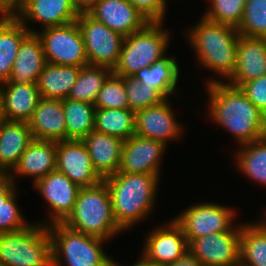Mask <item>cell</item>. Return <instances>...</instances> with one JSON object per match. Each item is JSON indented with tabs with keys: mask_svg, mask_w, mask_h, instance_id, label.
Instances as JSON below:
<instances>
[{
	"mask_svg": "<svg viewBox=\"0 0 266 266\" xmlns=\"http://www.w3.org/2000/svg\"><path fill=\"white\" fill-rule=\"evenodd\" d=\"M167 99L135 112V134L165 144L181 135L182 127L176 121Z\"/></svg>",
	"mask_w": 266,
	"mask_h": 266,
	"instance_id": "17",
	"label": "cell"
},
{
	"mask_svg": "<svg viewBox=\"0 0 266 266\" xmlns=\"http://www.w3.org/2000/svg\"><path fill=\"white\" fill-rule=\"evenodd\" d=\"M240 229L241 226H238L227 232L209 234L193 239L188 244V251L203 266H238Z\"/></svg>",
	"mask_w": 266,
	"mask_h": 266,
	"instance_id": "11",
	"label": "cell"
},
{
	"mask_svg": "<svg viewBox=\"0 0 266 266\" xmlns=\"http://www.w3.org/2000/svg\"><path fill=\"white\" fill-rule=\"evenodd\" d=\"M231 208L214 203H201L189 207L174 220L181 226L188 244L209 234L227 232L233 227L235 214Z\"/></svg>",
	"mask_w": 266,
	"mask_h": 266,
	"instance_id": "10",
	"label": "cell"
},
{
	"mask_svg": "<svg viewBox=\"0 0 266 266\" xmlns=\"http://www.w3.org/2000/svg\"><path fill=\"white\" fill-rule=\"evenodd\" d=\"M242 146L236 156L239 169L254 181L266 185V136Z\"/></svg>",
	"mask_w": 266,
	"mask_h": 266,
	"instance_id": "33",
	"label": "cell"
},
{
	"mask_svg": "<svg viewBox=\"0 0 266 266\" xmlns=\"http://www.w3.org/2000/svg\"><path fill=\"white\" fill-rule=\"evenodd\" d=\"M80 67L46 63L37 81L42 98L63 100L68 98L77 81Z\"/></svg>",
	"mask_w": 266,
	"mask_h": 266,
	"instance_id": "27",
	"label": "cell"
},
{
	"mask_svg": "<svg viewBox=\"0 0 266 266\" xmlns=\"http://www.w3.org/2000/svg\"><path fill=\"white\" fill-rule=\"evenodd\" d=\"M88 14L124 37L149 23L128 0H98Z\"/></svg>",
	"mask_w": 266,
	"mask_h": 266,
	"instance_id": "15",
	"label": "cell"
},
{
	"mask_svg": "<svg viewBox=\"0 0 266 266\" xmlns=\"http://www.w3.org/2000/svg\"><path fill=\"white\" fill-rule=\"evenodd\" d=\"M2 84L6 120L28 122L42 98L37 83Z\"/></svg>",
	"mask_w": 266,
	"mask_h": 266,
	"instance_id": "23",
	"label": "cell"
},
{
	"mask_svg": "<svg viewBox=\"0 0 266 266\" xmlns=\"http://www.w3.org/2000/svg\"><path fill=\"white\" fill-rule=\"evenodd\" d=\"M94 130L128 140L135 135V111L129 108L96 109Z\"/></svg>",
	"mask_w": 266,
	"mask_h": 266,
	"instance_id": "31",
	"label": "cell"
},
{
	"mask_svg": "<svg viewBox=\"0 0 266 266\" xmlns=\"http://www.w3.org/2000/svg\"><path fill=\"white\" fill-rule=\"evenodd\" d=\"M47 228L51 235L52 266H61V258L67 266H112V258L102 250L105 239L73 230L62 222L48 223Z\"/></svg>",
	"mask_w": 266,
	"mask_h": 266,
	"instance_id": "5",
	"label": "cell"
},
{
	"mask_svg": "<svg viewBox=\"0 0 266 266\" xmlns=\"http://www.w3.org/2000/svg\"><path fill=\"white\" fill-rule=\"evenodd\" d=\"M25 0H0L1 16H15L22 8Z\"/></svg>",
	"mask_w": 266,
	"mask_h": 266,
	"instance_id": "41",
	"label": "cell"
},
{
	"mask_svg": "<svg viewBox=\"0 0 266 266\" xmlns=\"http://www.w3.org/2000/svg\"><path fill=\"white\" fill-rule=\"evenodd\" d=\"M112 266H119V264L117 265V263H115L114 261L112 262ZM132 266H160L157 265L156 263L149 261L148 259H146L144 256L141 257V259L138 261V263H135Z\"/></svg>",
	"mask_w": 266,
	"mask_h": 266,
	"instance_id": "45",
	"label": "cell"
},
{
	"mask_svg": "<svg viewBox=\"0 0 266 266\" xmlns=\"http://www.w3.org/2000/svg\"><path fill=\"white\" fill-rule=\"evenodd\" d=\"M55 169L56 142L34 139L20 156L13 172L20 176H33L35 183Z\"/></svg>",
	"mask_w": 266,
	"mask_h": 266,
	"instance_id": "26",
	"label": "cell"
},
{
	"mask_svg": "<svg viewBox=\"0 0 266 266\" xmlns=\"http://www.w3.org/2000/svg\"><path fill=\"white\" fill-rule=\"evenodd\" d=\"M160 27L162 22H149L143 29L126 36L112 72L122 77L133 76L165 56L169 35Z\"/></svg>",
	"mask_w": 266,
	"mask_h": 266,
	"instance_id": "7",
	"label": "cell"
},
{
	"mask_svg": "<svg viewBox=\"0 0 266 266\" xmlns=\"http://www.w3.org/2000/svg\"><path fill=\"white\" fill-rule=\"evenodd\" d=\"M243 224L240 229L239 265L266 266V223Z\"/></svg>",
	"mask_w": 266,
	"mask_h": 266,
	"instance_id": "29",
	"label": "cell"
},
{
	"mask_svg": "<svg viewBox=\"0 0 266 266\" xmlns=\"http://www.w3.org/2000/svg\"><path fill=\"white\" fill-rule=\"evenodd\" d=\"M66 140H82L94 130V104L73 99H63Z\"/></svg>",
	"mask_w": 266,
	"mask_h": 266,
	"instance_id": "30",
	"label": "cell"
},
{
	"mask_svg": "<svg viewBox=\"0 0 266 266\" xmlns=\"http://www.w3.org/2000/svg\"><path fill=\"white\" fill-rule=\"evenodd\" d=\"M56 169L80 187L94 186L103 180L96 173L89 152L81 140L56 142Z\"/></svg>",
	"mask_w": 266,
	"mask_h": 266,
	"instance_id": "12",
	"label": "cell"
},
{
	"mask_svg": "<svg viewBox=\"0 0 266 266\" xmlns=\"http://www.w3.org/2000/svg\"><path fill=\"white\" fill-rule=\"evenodd\" d=\"M36 33L23 25L15 16L0 18V84L7 82L21 42L30 34Z\"/></svg>",
	"mask_w": 266,
	"mask_h": 266,
	"instance_id": "25",
	"label": "cell"
},
{
	"mask_svg": "<svg viewBox=\"0 0 266 266\" xmlns=\"http://www.w3.org/2000/svg\"><path fill=\"white\" fill-rule=\"evenodd\" d=\"M78 14L88 13L98 0H71Z\"/></svg>",
	"mask_w": 266,
	"mask_h": 266,
	"instance_id": "44",
	"label": "cell"
},
{
	"mask_svg": "<svg viewBox=\"0 0 266 266\" xmlns=\"http://www.w3.org/2000/svg\"><path fill=\"white\" fill-rule=\"evenodd\" d=\"M78 15L71 0H25L15 17L25 26L27 20H33L45 29L72 23Z\"/></svg>",
	"mask_w": 266,
	"mask_h": 266,
	"instance_id": "19",
	"label": "cell"
},
{
	"mask_svg": "<svg viewBox=\"0 0 266 266\" xmlns=\"http://www.w3.org/2000/svg\"><path fill=\"white\" fill-rule=\"evenodd\" d=\"M33 140L27 122L3 121L0 124V170H14L20 156Z\"/></svg>",
	"mask_w": 266,
	"mask_h": 266,
	"instance_id": "24",
	"label": "cell"
},
{
	"mask_svg": "<svg viewBox=\"0 0 266 266\" xmlns=\"http://www.w3.org/2000/svg\"><path fill=\"white\" fill-rule=\"evenodd\" d=\"M47 63L82 67L88 65L85 45L76 21L45 28L37 33Z\"/></svg>",
	"mask_w": 266,
	"mask_h": 266,
	"instance_id": "9",
	"label": "cell"
},
{
	"mask_svg": "<svg viewBox=\"0 0 266 266\" xmlns=\"http://www.w3.org/2000/svg\"><path fill=\"white\" fill-rule=\"evenodd\" d=\"M138 11H140L149 22H162L164 20L165 0H128Z\"/></svg>",
	"mask_w": 266,
	"mask_h": 266,
	"instance_id": "40",
	"label": "cell"
},
{
	"mask_svg": "<svg viewBox=\"0 0 266 266\" xmlns=\"http://www.w3.org/2000/svg\"><path fill=\"white\" fill-rule=\"evenodd\" d=\"M240 89L247 98L266 115V75L245 82Z\"/></svg>",
	"mask_w": 266,
	"mask_h": 266,
	"instance_id": "39",
	"label": "cell"
},
{
	"mask_svg": "<svg viewBox=\"0 0 266 266\" xmlns=\"http://www.w3.org/2000/svg\"><path fill=\"white\" fill-rule=\"evenodd\" d=\"M168 266H203V264L189 251H187L182 257L177 259L174 263L169 264Z\"/></svg>",
	"mask_w": 266,
	"mask_h": 266,
	"instance_id": "43",
	"label": "cell"
},
{
	"mask_svg": "<svg viewBox=\"0 0 266 266\" xmlns=\"http://www.w3.org/2000/svg\"><path fill=\"white\" fill-rule=\"evenodd\" d=\"M34 185L53 209L49 215L50 224L63 222L69 216L81 189L57 169L38 179Z\"/></svg>",
	"mask_w": 266,
	"mask_h": 266,
	"instance_id": "14",
	"label": "cell"
},
{
	"mask_svg": "<svg viewBox=\"0 0 266 266\" xmlns=\"http://www.w3.org/2000/svg\"><path fill=\"white\" fill-rule=\"evenodd\" d=\"M46 63L40 38L36 33H30L21 42L7 82L37 83Z\"/></svg>",
	"mask_w": 266,
	"mask_h": 266,
	"instance_id": "22",
	"label": "cell"
},
{
	"mask_svg": "<svg viewBox=\"0 0 266 266\" xmlns=\"http://www.w3.org/2000/svg\"><path fill=\"white\" fill-rule=\"evenodd\" d=\"M96 109L129 108L122 76L113 72L107 77L94 104Z\"/></svg>",
	"mask_w": 266,
	"mask_h": 266,
	"instance_id": "36",
	"label": "cell"
},
{
	"mask_svg": "<svg viewBox=\"0 0 266 266\" xmlns=\"http://www.w3.org/2000/svg\"><path fill=\"white\" fill-rule=\"evenodd\" d=\"M239 35L266 38V0H246Z\"/></svg>",
	"mask_w": 266,
	"mask_h": 266,
	"instance_id": "34",
	"label": "cell"
},
{
	"mask_svg": "<svg viewBox=\"0 0 266 266\" xmlns=\"http://www.w3.org/2000/svg\"><path fill=\"white\" fill-rule=\"evenodd\" d=\"M166 144L133 135L124 141L118 172L159 175L160 157Z\"/></svg>",
	"mask_w": 266,
	"mask_h": 266,
	"instance_id": "13",
	"label": "cell"
},
{
	"mask_svg": "<svg viewBox=\"0 0 266 266\" xmlns=\"http://www.w3.org/2000/svg\"><path fill=\"white\" fill-rule=\"evenodd\" d=\"M14 179V176L11 173L9 174V171L0 170V194H13L16 192Z\"/></svg>",
	"mask_w": 266,
	"mask_h": 266,
	"instance_id": "42",
	"label": "cell"
},
{
	"mask_svg": "<svg viewBox=\"0 0 266 266\" xmlns=\"http://www.w3.org/2000/svg\"><path fill=\"white\" fill-rule=\"evenodd\" d=\"M0 84V124L6 120L5 111H4V96L3 90Z\"/></svg>",
	"mask_w": 266,
	"mask_h": 266,
	"instance_id": "46",
	"label": "cell"
},
{
	"mask_svg": "<svg viewBox=\"0 0 266 266\" xmlns=\"http://www.w3.org/2000/svg\"><path fill=\"white\" fill-rule=\"evenodd\" d=\"M2 266H52L51 235L43 223L0 234Z\"/></svg>",
	"mask_w": 266,
	"mask_h": 266,
	"instance_id": "6",
	"label": "cell"
},
{
	"mask_svg": "<svg viewBox=\"0 0 266 266\" xmlns=\"http://www.w3.org/2000/svg\"><path fill=\"white\" fill-rule=\"evenodd\" d=\"M27 123L34 139L54 142L66 140L62 100L41 98Z\"/></svg>",
	"mask_w": 266,
	"mask_h": 266,
	"instance_id": "20",
	"label": "cell"
},
{
	"mask_svg": "<svg viewBox=\"0 0 266 266\" xmlns=\"http://www.w3.org/2000/svg\"><path fill=\"white\" fill-rule=\"evenodd\" d=\"M129 102V109L138 111L149 106H154L166 98L154 87L142 85L133 76L122 77Z\"/></svg>",
	"mask_w": 266,
	"mask_h": 266,
	"instance_id": "35",
	"label": "cell"
},
{
	"mask_svg": "<svg viewBox=\"0 0 266 266\" xmlns=\"http://www.w3.org/2000/svg\"><path fill=\"white\" fill-rule=\"evenodd\" d=\"M159 176L117 172L103 180L107 184L118 226L124 230L145 218L154 207Z\"/></svg>",
	"mask_w": 266,
	"mask_h": 266,
	"instance_id": "2",
	"label": "cell"
},
{
	"mask_svg": "<svg viewBox=\"0 0 266 266\" xmlns=\"http://www.w3.org/2000/svg\"><path fill=\"white\" fill-rule=\"evenodd\" d=\"M111 73L112 70L107 67L90 64L80 67V73L68 99L95 104L100 89Z\"/></svg>",
	"mask_w": 266,
	"mask_h": 266,
	"instance_id": "32",
	"label": "cell"
},
{
	"mask_svg": "<svg viewBox=\"0 0 266 266\" xmlns=\"http://www.w3.org/2000/svg\"><path fill=\"white\" fill-rule=\"evenodd\" d=\"M179 71L174 58L163 56L151 66L139 70L133 77L138 79L142 85L154 87L167 98L176 91Z\"/></svg>",
	"mask_w": 266,
	"mask_h": 266,
	"instance_id": "28",
	"label": "cell"
},
{
	"mask_svg": "<svg viewBox=\"0 0 266 266\" xmlns=\"http://www.w3.org/2000/svg\"><path fill=\"white\" fill-rule=\"evenodd\" d=\"M76 22L83 37L88 64L107 67L113 71L125 37L88 13L79 14Z\"/></svg>",
	"mask_w": 266,
	"mask_h": 266,
	"instance_id": "8",
	"label": "cell"
},
{
	"mask_svg": "<svg viewBox=\"0 0 266 266\" xmlns=\"http://www.w3.org/2000/svg\"><path fill=\"white\" fill-rule=\"evenodd\" d=\"M62 223L105 240L123 231L116 223L110 191L104 180L94 186L81 187L72 212Z\"/></svg>",
	"mask_w": 266,
	"mask_h": 266,
	"instance_id": "4",
	"label": "cell"
},
{
	"mask_svg": "<svg viewBox=\"0 0 266 266\" xmlns=\"http://www.w3.org/2000/svg\"><path fill=\"white\" fill-rule=\"evenodd\" d=\"M81 141L89 152L96 173L102 179L119 171L124 145L122 139L93 130Z\"/></svg>",
	"mask_w": 266,
	"mask_h": 266,
	"instance_id": "21",
	"label": "cell"
},
{
	"mask_svg": "<svg viewBox=\"0 0 266 266\" xmlns=\"http://www.w3.org/2000/svg\"><path fill=\"white\" fill-rule=\"evenodd\" d=\"M205 19L238 28L242 22L246 0H212Z\"/></svg>",
	"mask_w": 266,
	"mask_h": 266,
	"instance_id": "37",
	"label": "cell"
},
{
	"mask_svg": "<svg viewBox=\"0 0 266 266\" xmlns=\"http://www.w3.org/2000/svg\"><path fill=\"white\" fill-rule=\"evenodd\" d=\"M206 85L211 117L229 130L238 143L244 145L266 136V115L239 87L216 79Z\"/></svg>",
	"mask_w": 266,
	"mask_h": 266,
	"instance_id": "1",
	"label": "cell"
},
{
	"mask_svg": "<svg viewBox=\"0 0 266 266\" xmlns=\"http://www.w3.org/2000/svg\"><path fill=\"white\" fill-rule=\"evenodd\" d=\"M200 21L190 30L189 42L197 52L199 62L228 81L236 66L239 37L237 28L215 23L204 17Z\"/></svg>",
	"mask_w": 266,
	"mask_h": 266,
	"instance_id": "3",
	"label": "cell"
},
{
	"mask_svg": "<svg viewBox=\"0 0 266 266\" xmlns=\"http://www.w3.org/2000/svg\"><path fill=\"white\" fill-rule=\"evenodd\" d=\"M13 194H0V234L21 230L29 226L16 205Z\"/></svg>",
	"mask_w": 266,
	"mask_h": 266,
	"instance_id": "38",
	"label": "cell"
},
{
	"mask_svg": "<svg viewBox=\"0 0 266 266\" xmlns=\"http://www.w3.org/2000/svg\"><path fill=\"white\" fill-rule=\"evenodd\" d=\"M263 75H266V38L239 35L236 66L228 83L240 88Z\"/></svg>",
	"mask_w": 266,
	"mask_h": 266,
	"instance_id": "18",
	"label": "cell"
},
{
	"mask_svg": "<svg viewBox=\"0 0 266 266\" xmlns=\"http://www.w3.org/2000/svg\"><path fill=\"white\" fill-rule=\"evenodd\" d=\"M188 251L181 226L173 219L167 227L156 228L146 238L143 256L160 266H168Z\"/></svg>",
	"mask_w": 266,
	"mask_h": 266,
	"instance_id": "16",
	"label": "cell"
}]
</instances>
